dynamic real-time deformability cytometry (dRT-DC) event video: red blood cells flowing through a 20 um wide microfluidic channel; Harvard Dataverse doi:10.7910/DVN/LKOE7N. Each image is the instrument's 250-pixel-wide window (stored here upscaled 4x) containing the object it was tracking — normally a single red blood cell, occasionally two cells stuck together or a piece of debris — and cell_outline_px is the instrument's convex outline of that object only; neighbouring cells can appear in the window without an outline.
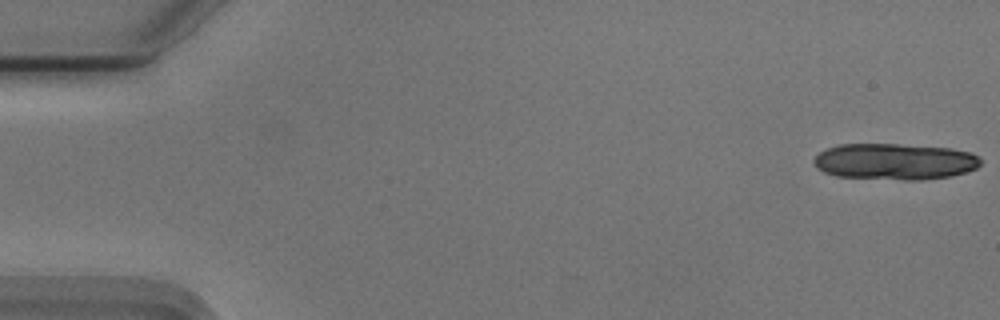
{"species": "Egyptian fruit bat (a non-hibernating species)", "species_latin": "Rousettus aegyptiacus", "temperature_condition": "cold", "stored_images_in_passage": 7, "camera_frame_rate_fps": 3000, "um_per_image_px": 0.085, "animal": {"sex": "male"}, "frame": {"image": 1, "passage_image": 1, "time_ms": 0.0, "image_size_px": [1000, 320], "cell_outline_px": [[980, 164], [976, 168], [952, 176], [920, 180], [904, 180], [836, 176], [824, 172], [816, 168], [812, 164], [812, 160], [820, 152], [828, 148], [840, 144], [896, 144], [952, 148], [972, 152], [980, 160]], "centroid_in_image_um": [76.03, 13.73], "position_along_channel_um": 9.0, "area_um2": 35.37}}